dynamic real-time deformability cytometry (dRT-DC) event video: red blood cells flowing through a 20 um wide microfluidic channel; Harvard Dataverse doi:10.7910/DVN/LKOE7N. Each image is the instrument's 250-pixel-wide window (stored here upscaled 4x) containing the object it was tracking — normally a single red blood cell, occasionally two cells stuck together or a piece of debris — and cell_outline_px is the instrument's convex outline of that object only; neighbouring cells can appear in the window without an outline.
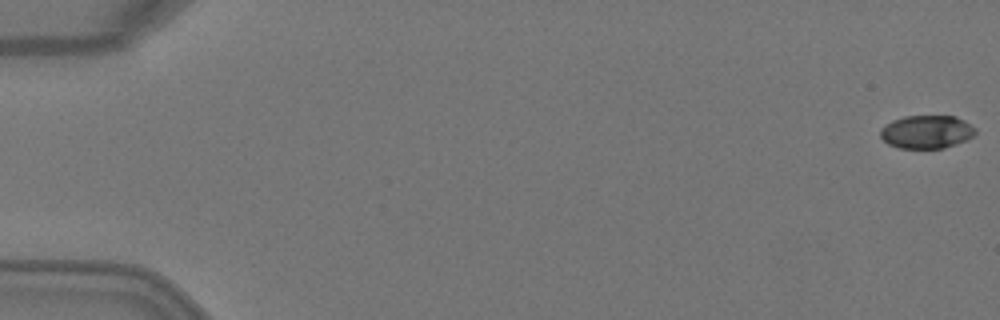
{"species": "Egyptian fruit bat (a non-hibernating species)", "species_latin": "Rousettus aegyptiacus", "temperature_condition": "warm", "stored_images_in_passage": 5, "camera_frame_rate_fps": 3000, "um_per_image_px": 0.085, "animal": {"sex": "female"}, "frame": {"image": 1, "passage_image": 1, "time_ms": 0.0, "image_size_px": [1000, 320], "cell_outline_px": [[976, 132], [972, 136], [956, 144], [944, 148], [900, 148], [888, 144], [880, 136], [880, 128], [892, 120], [904, 116], [956, 116], [964, 120], [976, 128]], "centroid_in_image_um": [78.75, 11.2], "position_along_channel_um": 6.3, "area_um2": 18.38}}
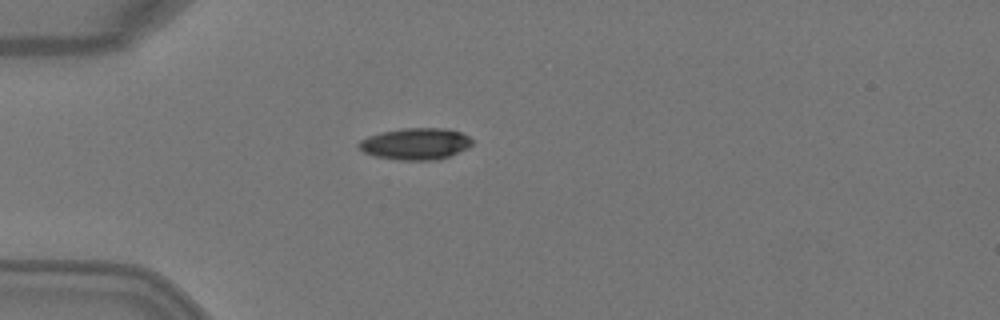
{"frame": {"image": 2, "passage_image": 5, "time_ms": 1.333, "image_size_px": [1000, 320], "cell_outline_px": [[472, 144], [468, 148], [448, 156], [436, 160], [400, 160], [376, 156], [364, 152], [356, 144], [360, 140], [368, 136], [380, 132], [404, 128], [444, 128], [460, 132], [468, 136], [472, 140]], "centroid_in_image_um": [35.31, 12.22], "position_along_channel_um": 49.7, "area_um2": 20.81}}